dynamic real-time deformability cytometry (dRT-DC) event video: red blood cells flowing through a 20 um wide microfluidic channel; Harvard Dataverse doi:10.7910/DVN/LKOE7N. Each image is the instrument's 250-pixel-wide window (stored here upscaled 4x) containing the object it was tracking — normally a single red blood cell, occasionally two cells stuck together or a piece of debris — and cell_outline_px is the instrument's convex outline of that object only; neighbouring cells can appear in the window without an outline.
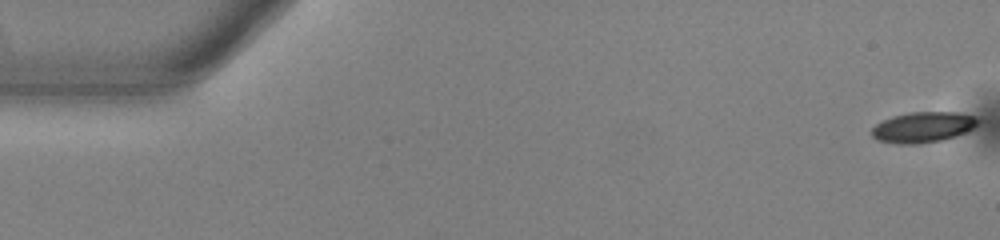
{"species": "common noctule bat (a hibernating species)", "species_latin": "Nyctalus noctula", "temperature_condition": "warm", "stored_images_in_passage": 54, "camera_frame_rate_fps": 3000, "um_per_image_px": 0.085, "animal": {"sex": "male", "body_mass_g": 13.0, "forearm_length_mm": 53.1}, "frame": {"image": 1, "passage_image": 1, "time_ms": 0.0, "image_size_px": [1000, 240], "cell_outline_px": [[980, 120], [972, 128], [956, 136], [944, 140], [920, 144], [896, 144], [876, 140], [872, 136], [872, 128], [876, 124], [892, 116], [912, 112], [956, 112], [976, 116]], "centroid_in_image_um": [78.44, 10.82], "position_along_channel_um": 6.6, "area_um2": 19.02}}
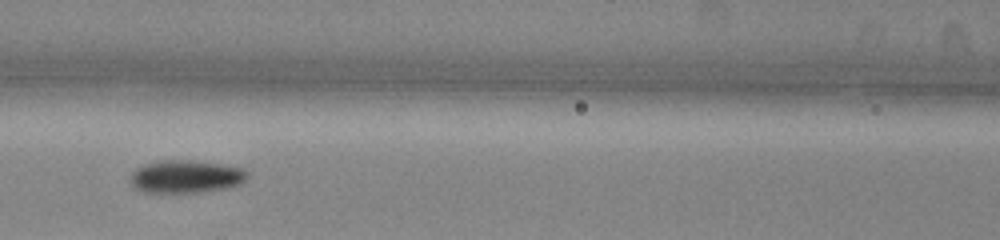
{"frame": {"image": 2, "passage_image": 24, "time_ms": 7.667, "image_size_px": [1000, 240], "cell_outline_px": [[248, 176], [240, 184], [228, 188], [204, 192], [144, 192], [132, 188], [132, 172], [136, 168], [148, 164], [164, 160], [188, 160], [224, 164], [244, 168], [248, 172]], "centroid_in_image_um": [15.85, 15.01], "position_along_channel_um": 150.7, "area_um2": 22.37}}
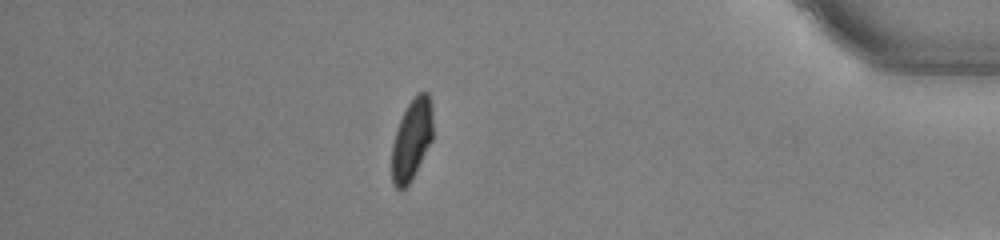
{"frame": {"image": 3, "passage_image": 47, "time_ms": 15.333, "image_size_px": [1000, 240], "cell_outline_px": [[432, 140], [408, 184], [404, 188], [396, 188], [392, 184], [392, 144], [400, 120], [408, 104], [420, 92], [428, 92], [432, 104]], "centroid_in_image_um": [35.0, 11.85], "position_along_channel_um": 400.2, "area_um2": 18.96}, "authors_computed_cell_mechanics": {"area_um2": 20.3456, "velocity_mm_per_s": 3.8229, "shape_relaxation_time_tau1_ms": 3.6541, "shape_relaxation_time_tau2_ms": 4.4276, "deformation_change_tau1": 0.1296, "deformation_change_tau2": 0.0879}}